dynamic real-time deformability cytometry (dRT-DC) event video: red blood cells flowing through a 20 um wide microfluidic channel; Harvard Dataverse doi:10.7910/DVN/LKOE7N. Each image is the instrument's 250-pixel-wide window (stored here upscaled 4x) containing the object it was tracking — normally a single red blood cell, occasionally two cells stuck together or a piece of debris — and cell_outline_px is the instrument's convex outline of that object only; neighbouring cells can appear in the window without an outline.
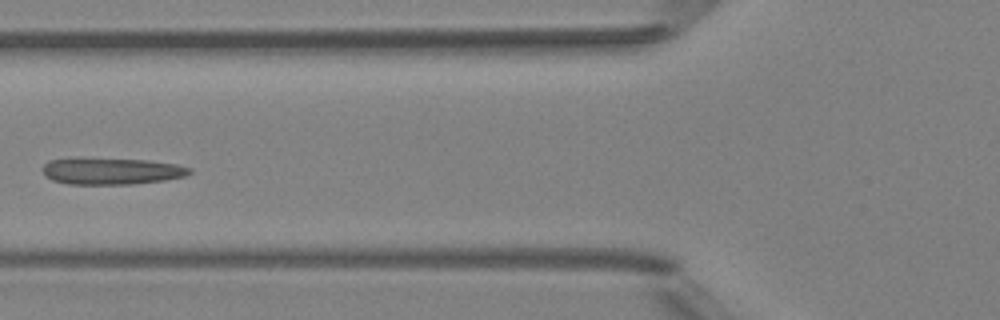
{"species": "Egyptian fruit bat (a non-hibernating species)", "species_latin": "Rousettus aegyptiacus", "temperature_condition": "room temperature", "stored_images_in_passage": 4, "camera_frame_rate_fps": 3000, "um_per_image_px": 0.085, "animal": {"sex": "female"}, "frame": {"image": 1, "passage_image": 4, "time_ms": 4.333, "image_size_px": [1000, 320], "cell_outline_px": [[192, 172], [184, 176], [164, 180], [132, 184], [68, 184], [52, 180], [44, 176], [40, 168], [48, 160], [76, 156], [148, 160], [176, 164], [192, 168]], "centroid_in_image_um": [9.37, 14.51], "position_along_channel_um": 116.4, "area_um2": 23.64}}